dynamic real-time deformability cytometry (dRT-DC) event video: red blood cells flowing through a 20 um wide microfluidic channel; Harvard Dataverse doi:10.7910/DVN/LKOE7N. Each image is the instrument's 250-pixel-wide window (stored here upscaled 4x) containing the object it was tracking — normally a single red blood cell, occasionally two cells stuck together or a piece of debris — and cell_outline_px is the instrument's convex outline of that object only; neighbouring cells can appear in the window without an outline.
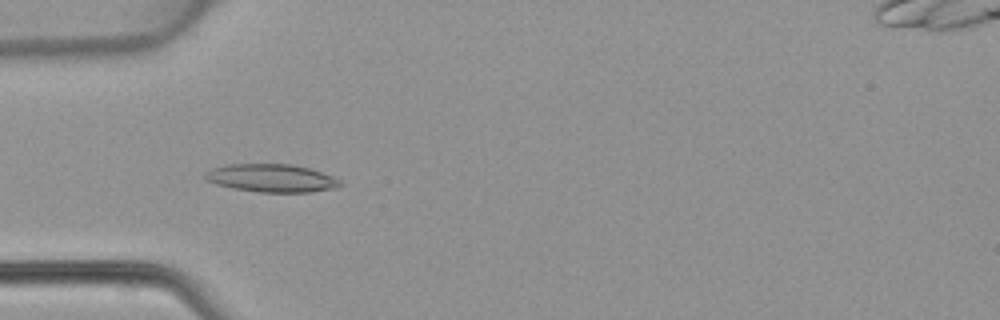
{"species": "common noctule bat (a hibernating species)", "species_latin": "Nyctalus noctula", "temperature_condition": "warm", "stored_images_in_passage": 48, "camera_frame_rate_fps": 3000, "um_per_image_px": 0.085, "animal": {"sex": "female", "body_mass_g": 22.7, "forearm_length_mm": 54.2}, "frame": {"image": 1, "passage_image": 15, "time_ms": 4.667, "image_size_px": [1000, 320], "cell_outline_px": [[340, 184], [336, 188], [308, 192], [256, 192], [232, 188], [216, 184], [208, 180], [204, 176], [204, 172], [212, 168], [228, 164], [288, 164], [308, 168], [332, 176], [340, 180]], "centroid_in_image_um": [23.04, 15.14], "position_along_channel_um": 62.0, "area_um2": 21.85}}
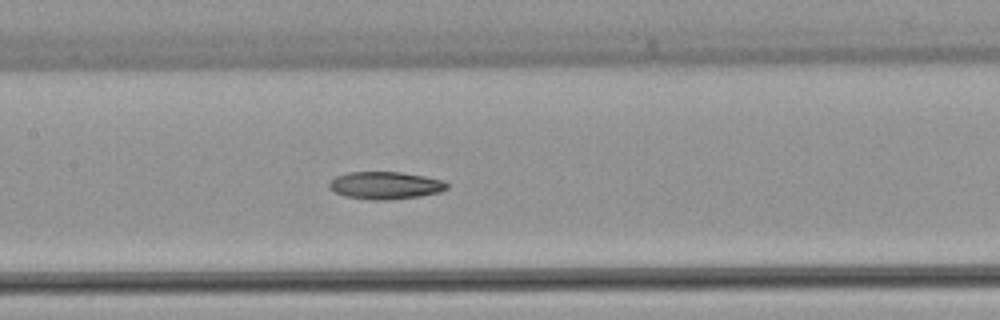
{"frame": {"image": 2, "passage_image": 23, "time_ms": 7.333, "image_size_px": [1000, 320], "cell_outline_px": [[448, 188], [440, 192], [420, 196], [392, 200], [372, 200], [344, 196], [328, 188], [328, 184], [336, 176], [348, 172], [400, 172], [424, 176], [444, 180], [448, 184]], "centroid_in_image_um": [32.76, 15.76], "position_along_channel_um": 174.6, "area_um2": 18.96}}
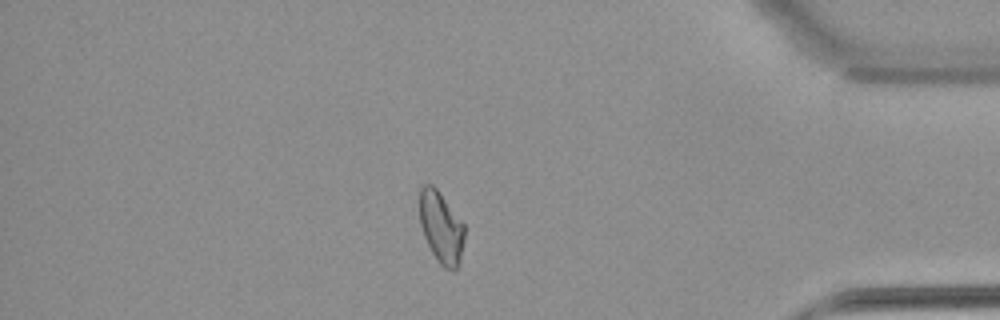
{"frame": {"image": 3, "passage_image": 41, "time_ms": 13.333, "image_size_px": [1000, 320], "cell_outline_px": [[464, 240], [460, 260], [456, 268], [444, 268], [440, 264], [432, 252], [424, 236], [420, 224], [420, 188], [424, 184], [432, 184], [436, 188], [464, 224]], "centroid_in_image_um": [37.49, 19.31], "position_along_channel_um": 397.7, "area_um2": 18.38}}